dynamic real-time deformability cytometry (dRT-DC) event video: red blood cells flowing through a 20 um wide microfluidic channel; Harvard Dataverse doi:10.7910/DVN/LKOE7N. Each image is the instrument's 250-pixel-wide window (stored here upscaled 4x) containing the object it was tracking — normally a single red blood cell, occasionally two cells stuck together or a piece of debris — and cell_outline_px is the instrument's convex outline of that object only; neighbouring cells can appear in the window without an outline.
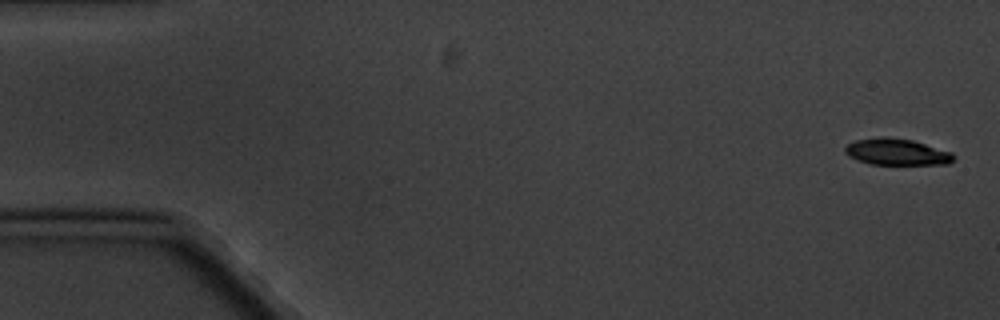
{"species": "common noctule bat (a hibernating species)", "species_latin": "Nyctalus noctula", "temperature_condition": "cold", "stored_images_in_passage": 8, "camera_frame_rate_fps": 3000, "um_per_image_px": 0.085, "animal": {"sex": "male", "body_mass_g": 20.1, "forearm_length_mm": 53.5}, "frame": {"image": 1, "passage_image": 1, "time_ms": 0.0, "image_size_px": [1000, 320], "cell_outline_px": [[956, 156], [948, 164], [872, 164], [848, 156], [844, 152], [844, 148], [848, 144], [856, 140], [880, 136], [884, 136], [912, 140], [952, 152]], "centroid_in_image_um": [76.22, 12.9], "position_along_channel_um": 8.8, "area_um2": 16.65}}
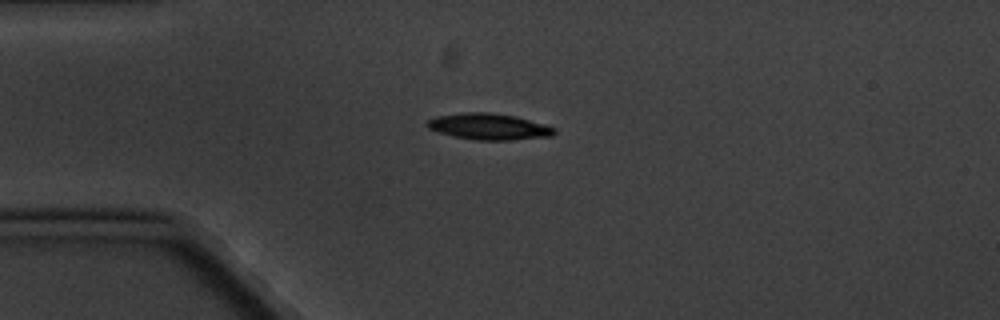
{"frame": {"image": 2, "passage_image": 4, "time_ms": 4.333, "image_size_px": [1000, 320], "cell_outline_px": [[556, 132], [552, 136], [508, 140], [476, 140], [436, 132], [428, 128], [424, 124], [428, 120], [436, 116], [464, 112], [488, 112], [516, 116], [556, 128]], "centroid_in_image_um": [41.52, 10.75], "position_along_channel_um": 43.5, "area_um2": 19.42}}